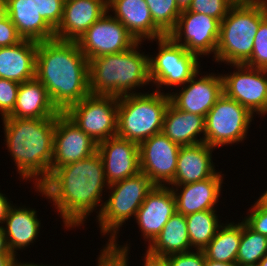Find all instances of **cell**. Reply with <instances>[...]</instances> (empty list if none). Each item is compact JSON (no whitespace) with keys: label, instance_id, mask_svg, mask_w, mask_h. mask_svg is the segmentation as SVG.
Instances as JSON below:
<instances>
[{"label":"cell","instance_id":"obj_23","mask_svg":"<svg viewBox=\"0 0 267 266\" xmlns=\"http://www.w3.org/2000/svg\"><path fill=\"white\" fill-rule=\"evenodd\" d=\"M59 113L60 111L52 103L46 88L35 77L20 83L15 107L4 118H51L56 117Z\"/></svg>","mask_w":267,"mask_h":266},{"label":"cell","instance_id":"obj_33","mask_svg":"<svg viewBox=\"0 0 267 266\" xmlns=\"http://www.w3.org/2000/svg\"><path fill=\"white\" fill-rule=\"evenodd\" d=\"M244 64L252 68L267 70V17L260 23L255 35L252 55Z\"/></svg>","mask_w":267,"mask_h":266},{"label":"cell","instance_id":"obj_49","mask_svg":"<svg viewBox=\"0 0 267 266\" xmlns=\"http://www.w3.org/2000/svg\"><path fill=\"white\" fill-rule=\"evenodd\" d=\"M258 200L267 207V191Z\"/></svg>","mask_w":267,"mask_h":266},{"label":"cell","instance_id":"obj_22","mask_svg":"<svg viewBox=\"0 0 267 266\" xmlns=\"http://www.w3.org/2000/svg\"><path fill=\"white\" fill-rule=\"evenodd\" d=\"M38 42L23 39L18 44L0 47V78L23 83L36 76Z\"/></svg>","mask_w":267,"mask_h":266},{"label":"cell","instance_id":"obj_18","mask_svg":"<svg viewBox=\"0 0 267 266\" xmlns=\"http://www.w3.org/2000/svg\"><path fill=\"white\" fill-rule=\"evenodd\" d=\"M176 213L173 187L154 186L136 212V220L145 238L151 243Z\"/></svg>","mask_w":267,"mask_h":266},{"label":"cell","instance_id":"obj_24","mask_svg":"<svg viewBox=\"0 0 267 266\" xmlns=\"http://www.w3.org/2000/svg\"><path fill=\"white\" fill-rule=\"evenodd\" d=\"M222 176L216 173L213 177L195 183L183 185L181 194L173 193L176 199V212L184 216L204 210H214L220 196ZM179 194V195H178Z\"/></svg>","mask_w":267,"mask_h":266},{"label":"cell","instance_id":"obj_45","mask_svg":"<svg viewBox=\"0 0 267 266\" xmlns=\"http://www.w3.org/2000/svg\"><path fill=\"white\" fill-rule=\"evenodd\" d=\"M233 5H259L261 0H230Z\"/></svg>","mask_w":267,"mask_h":266},{"label":"cell","instance_id":"obj_39","mask_svg":"<svg viewBox=\"0 0 267 266\" xmlns=\"http://www.w3.org/2000/svg\"><path fill=\"white\" fill-rule=\"evenodd\" d=\"M170 266H205L206 256L203 250L196 253L188 251L165 257Z\"/></svg>","mask_w":267,"mask_h":266},{"label":"cell","instance_id":"obj_30","mask_svg":"<svg viewBox=\"0 0 267 266\" xmlns=\"http://www.w3.org/2000/svg\"><path fill=\"white\" fill-rule=\"evenodd\" d=\"M185 217L189 241L191 247H196V250H203L221 228L215 210L195 212Z\"/></svg>","mask_w":267,"mask_h":266},{"label":"cell","instance_id":"obj_32","mask_svg":"<svg viewBox=\"0 0 267 266\" xmlns=\"http://www.w3.org/2000/svg\"><path fill=\"white\" fill-rule=\"evenodd\" d=\"M154 24L169 35L176 27L181 10L176 0H145Z\"/></svg>","mask_w":267,"mask_h":266},{"label":"cell","instance_id":"obj_43","mask_svg":"<svg viewBox=\"0 0 267 266\" xmlns=\"http://www.w3.org/2000/svg\"><path fill=\"white\" fill-rule=\"evenodd\" d=\"M15 254H0V266H16Z\"/></svg>","mask_w":267,"mask_h":266},{"label":"cell","instance_id":"obj_51","mask_svg":"<svg viewBox=\"0 0 267 266\" xmlns=\"http://www.w3.org/2000/svg\"><path fill=\"white\" fill-rule=\"evenodd\" d=\"M16 266H43V265H36V264H32V263L31 264H29V263L28 264L27 263L26 264H24V263L22 264L21 262L20 263L17 262Z\"/></svg>","mask_w":267,"mask_h":266},{"label":"cell","instance_id":"obj_8","mask_svg":"<svg viewBox=\"0 0 267 266\" xmlns=\"http://www.w3.org/2000/svg\"><path fill=\"white\" fill-rule=\"evenodd\" d=\"M118 97L89 94L64 113L95 143L117 136Z\"/></svg>","mask_w":267,"mask_h":266},{"label":"cell","instance_id":"obj_17","mask_svg":"<svg viewBox=\"0 0 267 266\" xmlns=\"http://www.w3.org/2000/svg\"><path fill=\"white\" fill-rule=\"evenodd\" d=\"M198 72L182 87L178 93L169 94L170 102L179 110L200 116H206L217 100L224 94L223 78L209 74L196 81Z\"/></svg>","mask_w":267,"mask_h":266},{"label":"cell","instance_id":"obj_36","mask_svg":"<svg viewBox=\"0 0 267 266\" xmlns=\"http://www.w3.org/2000/svg\"><path fill=\"white\" fill-rule=\"evenodd\" d=\"M20 83L0 78V111L7 117L14 109Z\"/></svg>","mask_w":267,"mask_h":266},{"label":"cell","instance_id":"obj_40","mask_svg":"<svg viewBox=\"0 0 267 266\" xmlns=\"http://www.w3.org/2000/svg\"><path fill=\"white\" fill-rule=\"evenodd\" d=\"M23 38L18 34L15 25L7 16L0 22V47L18 44Z\"/></svg>","mask_w":267,"mask_h":266},{"label":"cell","instance_id":"obj_11","mask_svg":"<svg viewBox=\"0 0 267 266\" xmlns=\"http://www.w3.org/2000/svg\"><path fill=\"white\" fill-rule=\"evenodd\" d=\"M106 15L105 13L76 41L88 61L105 54L124 52L137 43L118 19Z\"/></svg>","mask_w":267,"mask_h":266},{"label":"cell","instance_id":"obj_25","mask_svg":"<svg viewBox=\"0 0 267 266\" xmlns=\"http://www.w3.org/2000/svg\"><path fill=\"white\" fill-rule=\"evenodd\" d=\"M162 132L179 146L195 145L204 142L197 134L205 133V117L181 111L171 102L166 108Z\"/></svg>","mask_w":267,"mask_h":266},{"label":"cell","instance_id":"obj_14","mask_svg":"<svg viewBox=\"0 0 267 266\" xmlns=\"http://www.w3.org/2000/svg\"><path fill=\"white\" fill-rule=\"evenodd\" d=\"M219 30L220 22L217 19L186 9L182 10L177 25L169 36L188 52L200 56L216 53ZM182 36L185 42L180 43Z\"/></svg>","mask_w":267,"mask_h":266},{"label":"cell","instance_id":"obj_52","mask_svg":"<svg viewBox=\"0 0 267 266\" xmlns=\"http://www.w3.org/2000/svg\"><path fill=\"white\" fill-rule=\"evenodd\" d=\"M260 4L267 9V0H261Z\"/></svg>","mask_w":267,"mask_h":266},{"label":"cell","instance_id":"obj_31","mask_svg":"<svg viewBox=\"0 0 267 266\" xmlns=\"http://www.w3.org/2000/svg\"><path fill=\"white\" fill-rule=\"evenodd\" d=\"M267 254V237L252 230L242 221L241 242L237 252L236 264L256 266Z\"/></svg>","mask_w":267,"mask_h":266},{"label":"cell","instance_id":"obj_42","mask_svg":"<svg viewBox=\"0 0 267 266\" xmlns=\"http://www.w3.org/2000/svg\"><path fill=\"white\" fill-rule=\"evenodd\" d=\"M7 201V198L0 193V223H5V218L7 217L8 211L11 207V204Z\"/></svg>","mask_w":267,"mask_h":266},{"label":"cell","instance_id":"obj_26","mask_svg":"<svg viewBox=\"0 0 267 266\" xmlns=\"http://www.w3.org/2000/svg\"><path fill=\"white\" fill-rule=\"evenodd\" d=\"M7 13L23 39L37 42L55 39V30L41 18L29 0H6Z\"/></svg>","mask_w":267,"mask_h":266},{"label":"cell","instance_id":"obj_3","mask_svg":"<svg viewBox=\"0 0 267 266\" xmlns=\"http://www.w3.org/2000/svg\"><path fill=\"white\" fill-rule=\"evenodd\" d=\"M6 145L19 174L39 188L51 174L56 117L3 118ZM41 176V177H38Z\"/></svg>","mask_w":267,"mask_h":266},{"label":"cell","instance_id":"obj_9","mask_svg":"<svg viewBox=\"0 0 267 266\" xmlns=\"http://www.w3.org/2000/svg\"><path fill=\"white\" fill-rule=\"evenodd\" d=\"M253 114L223 94L205 116L204 142L211 147L242 141Z\"/></svg>","mask_w":267,"mask_h":266},{"label":"cell","instance_id":"obj_13","mask_svg":"<svg viewBox=\"0 0 267 266\" xmlns=\"http://www.w3.org/2000/svg\"><path fill=\"white\" fill-rule=\"evenodd\" d=\"M181 146L163 132L154 134L139 144L140 172L155 186H164L174 180Z\"/></svg>","mask_w":267,"mask_h":266},{"label":"cell","instance_id":"obj_5","mask_svg":"<svg viewBox=\"0 0 267 266\" xmlns=\"http://www.w3.org/2000/svg\"><path fill=\"white\" fill-rule=\"evenodd\" d=\"M169 94L160 90L150 94L130 93L118 97L117 136L140 144L162 132Z\"/></svg>","mask_w":267,"mask_h":266},{"label":"cell","instance_id":"obj_2","mask_svg":"<svg viewBox=\"0 0 267 266\" xmlns=\"http://www.w3.org/2000/svg\"><path fill=\"white\" fill-rule=\"evenodd\" d=\"M35 77L60 112L90 94L89 61L76 41L38 42Z\"/></svg>","mask_w":267,"mask_h":266},{"label":"cell","instance_id":"obj_35","mask_svg":"<svg viewBox=\"0 0 267 266\" xmlns=\"http://www.w3.org/2000/svg\"><path fill=\"white\" fill-rule=\"evenodd\" d=\"M35 10L54 30L61 23L65 0H29Z\"/></svg>","mask_w":267,"mask_h":266},{"label":"cell","instance_id":"obj_27","mask_svg":"<svg viewBox=\"0 0 267 266\" xmlns=\"http://www.w3.org/2000/svg\"><path fill=\"white\" fill-rule=\"evenodd\" d=\"M148 246L147 253L155 257L165 258L169 255L188 252L191 244L186 217L177 212L173 214Z\"/></svg>","mask_w":267,"mask_h":266},{"label":"cell","instance_id":"obj_10","mask_svg":"<svg viewBox=\"0 0 267 266\" xmlns=\"http://www.w3.org/2000/svg\"><path fill=\"white\" fill-rule=\"evenodd\" d=\"M159 53L149 58L150 79L159 85H181L199 72L198 56L188 52L169 35L158 38Z\"/></svg>","mask_w":267,"mask_h":266},{"label":"cell","instance_id":"obj_44","mask_svg":"<svg viewBox=\"0 0 267 266\" xmlns=\"http://www.w3.org/2000/svg\"><path fill=\"white\" fill-rule=\"evenodd\" d=\"M0 254H13L8 247L7 238L2 226H0Z\"/></svg>","mask_w":267,"mask_h":266},{"label":"cell","instance_id":"obj_20","mask_svg":"<svg viewBox=\"0 0 267 266\" xmlns=\"http://www.w3.org/2000/svg\"><path fill=\"white\" fill-rule=\"evenodd\" d=\"M108 10L115 11V17L128 30L137 42L166 36L153 22L145 0H107Z\"/></svg>","mask_w":267,"mask_h":266},{"label":"cell","instance_id":"obj_41","mask_svg":"<svg viewBox=\"0 0 267 266\" xmlns=\"http://www.w3.org/2000/svg\"><path fill=\"white\" fill-rule=\"evenodd\" d=\"M144 266H170V264L165 258L155 257L146 252Z\"/></svg>","mask_w":267,"mask_h":266},{"label":"cell","instance_id":"obj_12","mask_svg":"<svg viewBox=\"0 0 267 266\" xmlns=\"http://www.w3.org/2000/svg\"><path fill=\"white\" fill-rule=\"evenodd\" d=\"M238 71L222 76L224 94L252 114L267 113V70L233 64ZM245 69V70H244Z\"/></svg>","mask_w":267,"mask_h":266},{"label":"cell","instance_id":"obj_19","mask_svg":"<svg viewBox=\"0 0 267 266\" xmlns=\"http://www.w3.org/2000/svg\"><path fill=\"white\" fill-rule=\"evenodd\" d=\"M105 13L108 14L107 0H65L55 39L77 41Z\"/></svg>","mask_w":267,"mask_h":266},{"label":"cell","instance_id":"obj_1","mask_svg":"<svg viewBox=\"0 0 267 266\" xmlns=\"http://www.w3.org/2000/svg\"><path fill=\"white\" fill-rule=\"evenodd\" d=\"M104 184L108 186L103 162L95 152L86 159L56 168L37 190L53 200L68 228L82 224L100 203Z\"/></svg>","mask_w":267,"mask_h":266},{"label":"cell","instance_id":"obj_50","mask_svg":"<svg viewBox=\"0 0 267 266\" xmlns=\"http://www.w3.org/2000/svg\"><path fill=\"white\" fill-rule=\"evenodd\" d=\"M256 266H267V254L256 264Z\"/></svg>","mask_w":267,"mask_h":266},{"label":"cell","instance_id":"obj_37","mask_svg":"<svg viewBox=\"0 0 267 266\" xmlns=\"http://www.w3.org/2000/svg\"><path fill=\"white\" fill-rule=\"evenodd\" d=\"M117 246L116 240H114L102 250L98 259V266H128L127 255L129 247L124 245L120 248V246Z\"/></svg>","mask_w":267,"mask_h":266},{"label":"cell","instance_id":"obj_29","mask_svg":"<svg viewBox=\"0 0 267 266\" xmlns=\"http://www.w3.org/2000/svg\"><path fill=\"white\" fill-rule=\"evenodd\" d=\"M214 238L203 249L207 259L218 262L236 263L237 252L241 242L242 222L222 226Z\"/></svg>","mask_w":267,"mask_h":266},{"label":"cell","instance_id":"obj_7","mask_svg":"<svg viewBox=\"0 0 267 266\" xmlns=\"http://www.w3.org/2000/svg\"><path fill=\"white\" fill-rule=\"evenodd\" d=\"M110 198L104 202L99 214L101 233H111L112 236L107 244L116 239V232L122 224L129 219L142 205L147 194L155 186L151 180L142 172L135 176L108 185Z\"/></svg>","mask_w":267,"mask_h":266},{"label":"cell","instance_id":"obj_38","mask_svg":"<svg viewBox=\"0 0 267 266\" xmlns=\"http://www.w3.org/2000/svg\"><path fill=\"white\" fill-rule=\"evenodd\" d=\"M244 222L255 232L267 237V207L259 200L251 208V214Z\"/></svg>","mask_w":267,"mask_h":266},{"label":"cell","instance_id":"obj_6","mask_svg":"<svg viewBox=\"0 0 267 266\" xmlns=\"http://www.w3.org/2000/svg\"><path fill=\"white\" fill-rule=\"evenodd\" d=\"M267 17V9L259 5H233L220 22L216 61L244 64L252 55L255 35Z\"/></svg>","mask_w":267,"mask_h":266},{"label":"cell","instance_id":"obj_34","mask_svg":"<svg viewBox=\"0 0 267 266\" xmlns=\"http://www.w3.org/2000/svg\"><path fill=\"white\" fill-rule=\"evenodd\" d=\"M232 6L230 0H192L187 10L202 13L221 22Z\"/></svg>","mask_w":267,"mask_h":266},{"label":"cell","instance_id":"obj_47","mask_svg":"<svg viewBox=\"0 0 267 266\" xmlns=\"http://www.w3.org/2000/svg\"><path fill=\"white\" fill-rule=\"evenodd\" d=\"M8 16L6 0H0V22Z\"/></svg>","mask_w":267,"mask_h":266},{"label":"cell","instance_id":"obj_48","mask_svg":"<svg viewBox=\"0 0 267 266\" xmlns=\"http://www.w3.org/2000/svg\"><path fill=\"white\" fill-rule=\"evenodd\" d=\"M176 2H177V6L179 7V9L182 11V10H186L189 8L192 0H176Z\"/></svg>","mask_w":267,"mask_h":266},{"label":"cell","instance_id":"obj_4","mask_svg":"<svg viewBox=\"0 0 267 266\" xmlns=\"http://www.w3.org/2000/svg\"><path fill=\"white\" fill-rule=\"evenodd\" d=\"M138 44L121 53L89 60L90 94L120 97L128 95L136 86L151 82L150 57L137 51Z\"/></svg>","mask_w":267,"mask_h":266},{"label":"cell","instance_id":"obj_15","mask_svg":"<svg viewBox=\"0 0 267 266\" xmlns=\"http://www.w3.org/2000/svg\"><path fill=\"white\" fill-rule=\"evenodd\" d=\"M97 152V143L64 112L56 116L51 173L58 167L86 159Z\"/></svg>","mask_w":267,"mask_h":266},{"label":"cell","instance_id":"obj_28","mask_svg":"<svg viewBox=\"0 0 267 266\" xmlns=\"http://www.w3.org/2000/svg\"><path fill=\"white\" fill-rule=\"evenodd\" d=\"M6 228L3 227L10 251L15 254L18 248H24L36 239L40 221L36 211L27 208H14L11 206L5 218Z\"/></svg>","mask_w":267,"mask_h":266},{"label":"cell","instance_id":"obj_46","mask_svg":"<svg viewBox=\"0 0 267 266\" xmlns=\"http://www.w3.org/2000/svg\"><path fill=\"white\" fill-rule=\"evenodd\" d=\"M205 266H238L236 263L218 262L206 258Z\"/></svg>","mask_w":267,"mask_h":266},{"label":"cell","instance_id":"obj_21","mask_svg":"<svg viewBox=\"0 0 267 266\" xmlns=\"http://www.w3.org/2000/svg\"><path fill=\"white\" fill-rule=\"evenodd\" d=\"M211 150L213 151V147L205 142L181 146L175 177L170 184L181 188L182 185L213 177L217 172L211 162Z\"/></svg>","mask_w":267,"mask_h":266},{"label":"cell","instance_id":"obj_16","mask_svg":"<svg viewBox=\"0 0 267 266\" xmlns=\"http://www.w3.org/2000/svg\"><path fill=\"white\" fill-rule=\"evenodd\" d=\"M108 185L140 172L139 144L118 136L97 144Z\"/></svg>","mask_w":267,"mask_h":266}]
</instances>
